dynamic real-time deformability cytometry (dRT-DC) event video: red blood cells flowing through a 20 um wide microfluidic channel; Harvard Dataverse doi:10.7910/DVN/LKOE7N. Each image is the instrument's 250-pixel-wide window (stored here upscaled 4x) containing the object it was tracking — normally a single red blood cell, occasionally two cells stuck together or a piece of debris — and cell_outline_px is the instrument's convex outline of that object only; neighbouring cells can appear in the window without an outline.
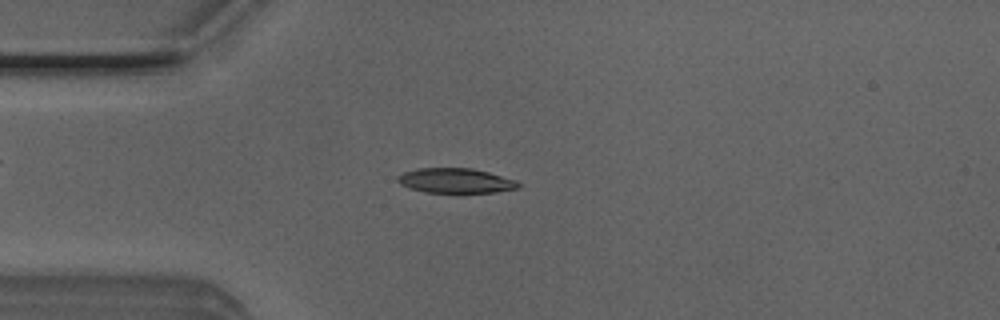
{"species": "Egyptian fruit bat (a non-hibernating species)", "species_latin": "Rousettus aegyptiacus", "temperature_condition": "room temperature", "stored_images_in_passage": 49, "camera_frame_rate_fps": 3000, "um_per_image_px": 0.085, "animal": {"sex": "male"}, "frame": {"image": 1, "passage_image": 12, "time_ms": 3.667, "image_size_px": [1000, 320], "cell_outline_px": [[520, 188], [496, 192], [460, 196], [456, 196], [424, 192], [408, 188], [400, 184], [396, 180], [396, 176], [404, 172], [420, 168], [472, 168], [488, 172], [516, 180], [520, 184]], "centroid_in_image_um": [38.73, 15.42], "position_along_channel_um": 46.3, "area_um2": 18.55}}
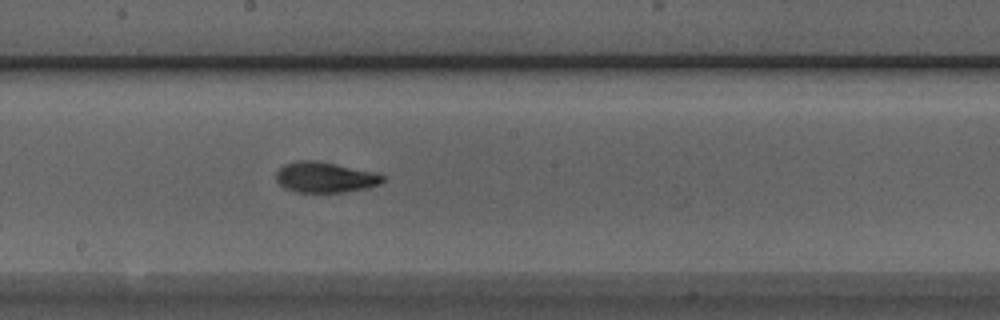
{"frame": {"image": 2, "passage_image": 26, "time_ms": 8.333, "image_size_px": [1000, 320], "cell_outline_px": [[384, 180], [380, 184], [368, 188], [344, 192], [296, 192], [284, 188], [276, 180], [276, 172], [284, 164], [296, 160], [316, 160], [368, 172], [384, 176]], "centroid_in_image_um": [27.55, 15.08], "position_along_channel_um": 220.6, "area_um2": 18.67}}
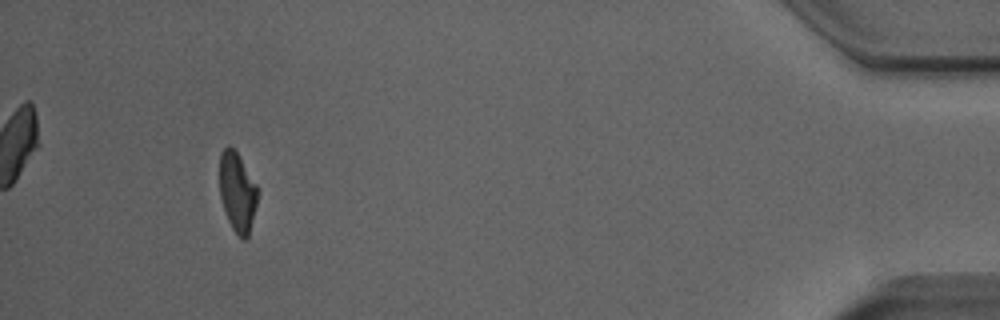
{"frame": {"image": 3, "passage_image": 46, "time_ms": 15.0, "image_size_px": [1000, 320], "cell_outline_px": [[256, 204], [248, 236], [244, 240], [240, 240], [232, 228], [228, 220], [220, 196], [220, 152], [228, 144], [236, 152], [256, 184]], "centroid_in_image_um": [20.15, 16.34], "position_along_channel_um": 415.1, "area_um2": 17.17}, "authors_computed_cell_mechanics": {"area_um2": 18.3804, "velocity_mm_per_s": 4.029, "shape_relaxation_time_tau1_ms": 3.978, "shape_relaxation_time_tau2_ms": 1.7783, "deformation_change_tau1": 0.1725, "deformation_change_tau2": 0.0798}}